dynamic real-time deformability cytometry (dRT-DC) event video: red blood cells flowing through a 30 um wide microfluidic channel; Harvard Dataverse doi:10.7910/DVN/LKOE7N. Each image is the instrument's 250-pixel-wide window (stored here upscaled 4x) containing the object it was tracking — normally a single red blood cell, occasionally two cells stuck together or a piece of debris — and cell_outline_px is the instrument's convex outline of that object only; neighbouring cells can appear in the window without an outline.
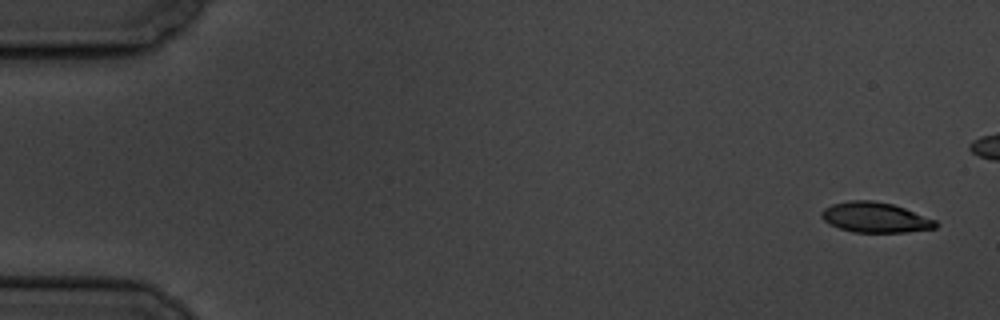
{"species": "common noctule bat (a hibernating species)", "species_latin": "Nyctalus noctula", "temperature_condition": "cold", "stored_images_in_passage": 3, "camera_frame_rate_fps": 3000, "um_per_image_px": 0.085, "animal": {"sex": "male", "body_mass_g": 19.5, "forearm_length_mm": 54.6}, "frame": {"image": 1, "passage_image": 1, "time_ms": 0.0, "image_size_px": [1000, 320], "cell_outline_px": [[940, 224], [936, 228], [908, 232], [852, 232], [828, 224], [820, 216], [820, 212], [824, 208], [832, 204], [848, 200], [872, 200], [892, 204], [904, 208], [936, 220]], "centroid_in_image_um": [74.38, 18.48], "position_along_channel_um": 10.6, "area_um2": 20.23}}